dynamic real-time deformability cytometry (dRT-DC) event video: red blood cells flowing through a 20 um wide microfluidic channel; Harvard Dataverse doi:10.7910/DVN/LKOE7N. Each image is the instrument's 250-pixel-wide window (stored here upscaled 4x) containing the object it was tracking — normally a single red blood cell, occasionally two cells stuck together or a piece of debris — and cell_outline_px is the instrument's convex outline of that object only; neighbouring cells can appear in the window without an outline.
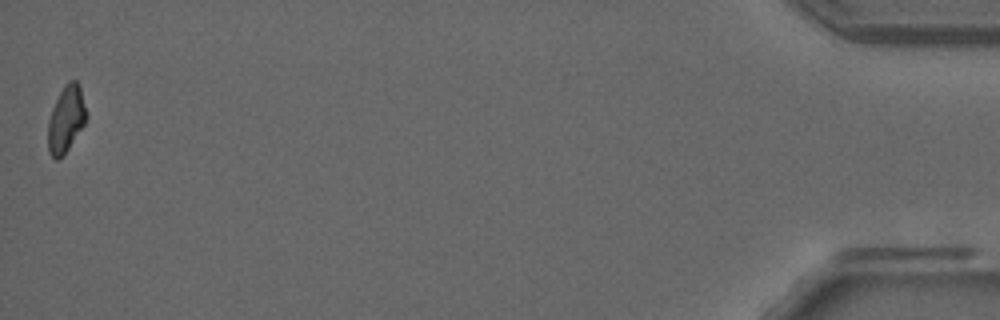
{"species": "common noctule bat (a hibernating species)", "species_latin": "Nyctalus noctula", "temperature_condition": "room temperature", "stored_images_in_passage": 42, "camera_frame_rate_fps": 3000, "um_per_image_px": 0.085, "animal": {"sex": "male", "forearm_length_mm": 52.5}, "frame": {"image": 1, "passage_image": 42, "time_ms": 13.667, "image_size_px": [1000, 320], "cell_outline_px": [[88, 116], [84, 124], [64, 156], [56, 160], [48, 152], [48, 120], [52, 108], [64, 84], [68, 80], [76, 80], [80, 88]], "centroid_in_image_um": [5.61, 10.14], "position_along_channel_um": 429.6, "area_um2": 14.91}, "authors_computed_cell_mechanics": {"area_um2": 15.4037, "velocity_mm_per_s": 3.8571, "shape_relaxation_time_tau1_ms": null, "shape_relaxation_time_tau2_ms": 3.2497, "deformation_change_tau1": null, "deformation_change_tau2": 0.0935}}